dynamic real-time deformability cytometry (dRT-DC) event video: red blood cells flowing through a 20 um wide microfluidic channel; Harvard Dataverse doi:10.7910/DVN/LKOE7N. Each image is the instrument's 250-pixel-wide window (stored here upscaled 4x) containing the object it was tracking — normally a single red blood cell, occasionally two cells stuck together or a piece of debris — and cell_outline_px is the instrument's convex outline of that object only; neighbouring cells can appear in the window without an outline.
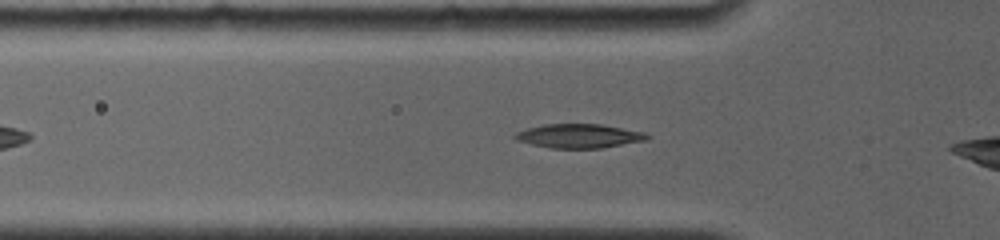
{"species": "common noctule bat (a hibernating species)", "species_latin": "Nyctalus noctula", "temperature_condition": "room temperature", "stored_images_in_passage": 45, "camera_frame_rate_fps": 4000, "um_per_image_px": 0.085, "animal": {"sex": "female", "body_mass_g": 19.0, "forearm_length_mm": 56.7}, "frame": {"image": 1, "passage_image": 10, "time_ms": 2.25, "image_size_px": [1000, 240], "cell_outline_px": [[652, 136], [648, 140], [600, 148], [552, 148], [532, 144], [516, 140], [512, 136], [516, 132], [528, 128], [544, 124], [600, 124], [644, 132]], "centroid_in_image_um": [49.23, 11.55], "position_along_channel_um": 76.6, "area_um2": 18.44}}
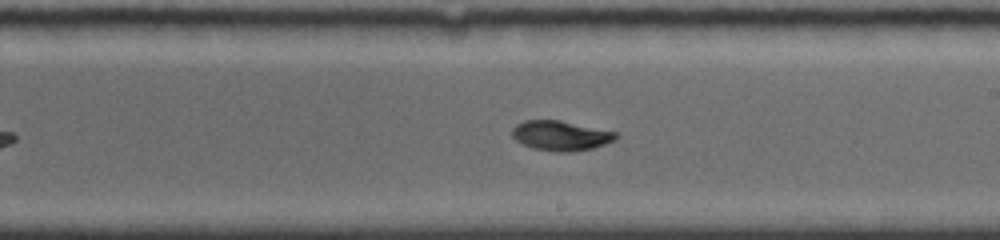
{"frame": {"image": 2, "passage_image": 27, "time_ms": 6.5, "image_size_px": [1000, 240], "cell_outline_px": [[620, 136], [616, 140], [592, 148], [568, 152], [556, 152], [532, 148], [516, 140], [512, 136], [512, 128], [516, 124], [524, 120], [560, 120], [616, 132]], "centroid_in_image_um": [47.66, 11.52], "position_along_channel_um": 241.3, "area_um2": 18.03}}
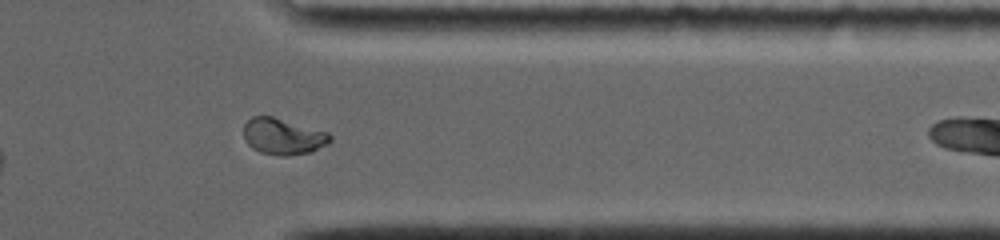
{"frame": {"image": 3, "passage_image": 42, "time_ms": 10.25, "image_size_px": [1000, 240], "cell_outline_px": [[332, 140], [328, 144], [312, 152], [288, 156], [284, 156], [260, 152], [252, 148], [244, 140], [244, 124], [252, 116], [272, 116], [328, 132], [332, 136]], "centroid_in_image_um": [24.07, 11.6], "position_along_channel_um": 387.3, "area_um2": 18.38}, "authors_computed_cell_mechanics": {"area_um2": 18.0336, "velocity_mm_per_s": 3.8822, "shape_relaxation_time_tau1_ms": 5.6989, "shape_relaxation_time_tau2_ms": 3.59, "deformation_change_tau1": 0.2319, "deformation_change_tau2": 0.0575}}